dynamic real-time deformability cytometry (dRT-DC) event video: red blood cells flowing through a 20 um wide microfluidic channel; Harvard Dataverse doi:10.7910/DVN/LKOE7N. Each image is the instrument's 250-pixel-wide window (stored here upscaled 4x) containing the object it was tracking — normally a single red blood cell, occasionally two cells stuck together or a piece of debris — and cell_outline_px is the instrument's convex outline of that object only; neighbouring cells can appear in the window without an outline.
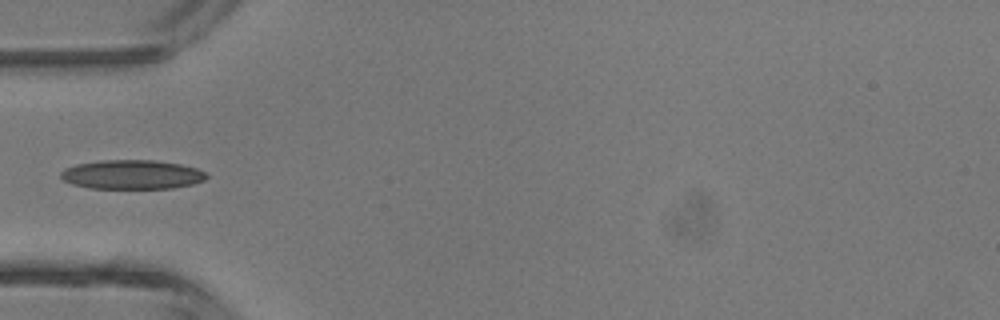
{"species": "common noctule bat (a hibernating species)", "species_latin": "Nyctalus noctula", "temperature_condition": "room temperature", "stored_images_in_passage": 4, "camera_frame_rate_fps": 3000, "um_per_image_px": 0.085, "animal": {"sex": "male", "body_mass_g": 13.3}, "frame": {"image": 1, "passage_image": 4, "time_ms": 3.667, "image_size_px": [1000, 320], "cell_outline_px": [[208, 176], [204, 180], [192, 184], [172, 188], [92, 188], [72, 184], [64, 180], [60, 176], [60, 172], [64, 168], [76, 164], [100, 160], [152, 160], [180, 164], [196, 168], [204, 172]], "centroid_in_image_um": [11.19, 14.83], "position_along_channel_um": 73.8, "area_um2": 24.68}}